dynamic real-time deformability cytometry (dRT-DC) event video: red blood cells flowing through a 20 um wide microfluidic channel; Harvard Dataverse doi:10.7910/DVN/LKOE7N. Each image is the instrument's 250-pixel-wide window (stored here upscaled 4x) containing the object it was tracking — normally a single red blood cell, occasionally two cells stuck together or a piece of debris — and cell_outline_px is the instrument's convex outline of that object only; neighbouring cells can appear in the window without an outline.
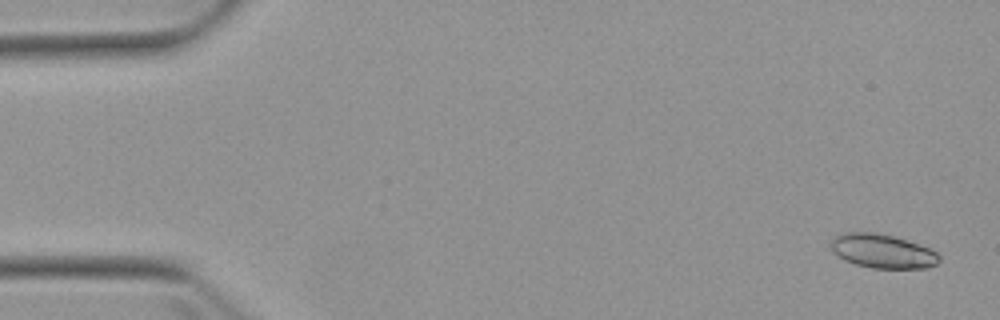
{"species": "Egyptian fruit bat (a non-hibernating species)", "species_latin": "Rousettus aegyptiacus", "temperature_condition": "warm", "stored_images_in_passage": 4, "camera_frame_rate_fps": 3000, "um_per_image_px": 0.085, "animal": {"sex": "female"}, "frame": {"image": 1, "passage_image": 1, "time_ms": 0.0, "image_size_px": [1000, 320], "cell_outline_px": [[940, 260], [936, 264], [928, 268], [872, 268], [856, 264], [844, 260], [836, 256], [832, 252], [828, 244], [840, 232], [876, 232], [892, 236], [928, 248], [936, 252], [940, 256]], "centroid_in_image_um": [74.94, 21.35], "position_along_channel_um": 10.1, "area_um2": 21.5}}
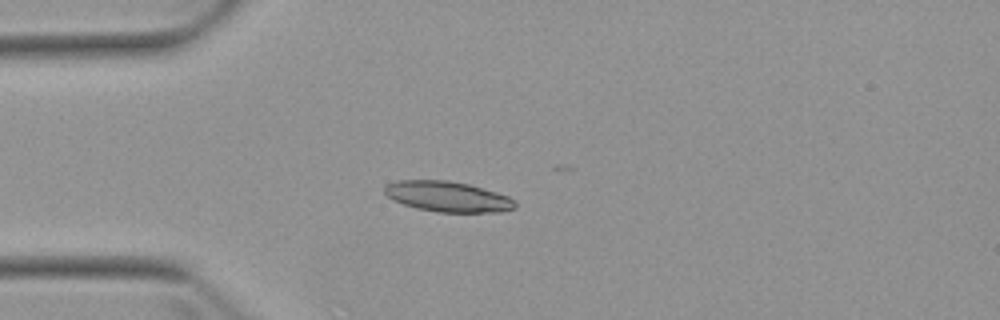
{"frame": {"image": 2, "passage_image": 4, "time_ms": 4.0, "image_size_px": [1000, 320], "cell_outline_px": [[516, 208], [500, 212], [436, 212], [416, 208], [392, 200], [384, 192], [384, 188], [388, 184], [396, 180], [448, 180], [468, 184], [496, 192], [508, 196], [516, 200]], "centroid_in_image_um": [38.06, 16.71], "position_along_channel_um": 46.9, "area_um2": 23.24}}